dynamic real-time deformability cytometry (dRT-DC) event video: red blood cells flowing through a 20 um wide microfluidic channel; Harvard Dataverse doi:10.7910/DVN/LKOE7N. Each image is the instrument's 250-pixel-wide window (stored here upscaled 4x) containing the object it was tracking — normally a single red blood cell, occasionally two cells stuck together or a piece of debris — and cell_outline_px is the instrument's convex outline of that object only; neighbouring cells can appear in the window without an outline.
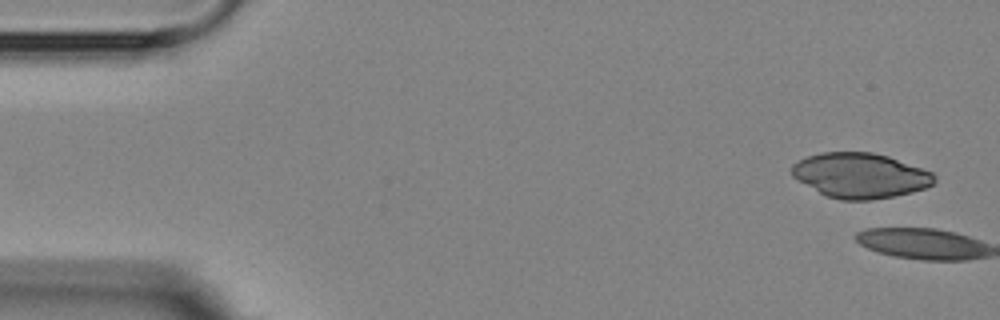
{"species": "Egyptian fruit bat (a non-hibernating species)", "species_latin": "Rousettus aegyptiacus", "temperature_condition": "room temperature", "stored_images_in_passage": 5, "camera_frame_rate_fps": 3000, "um_per_image_px": 0.085, "animal": {"sex": "female"}, "frame": {"image": 1, "passage_image": 1, "time_ms": 0.0, "image_size_px": [1000, 320], "cell_outline_px": [[936, 180], [932, 184], [924, 188], [912, 192], [872, 200], [840, 200], [828, 196], [820, 192], [792, 176], [792, 164], [808, 156], [820, 152], [872, 152], [888, 156], [932, 172], [936, 176]], "centroid_in_image_um": [73.13, 14.91], "position_along_channel_um": 11.9, "area_um2": 37.05}}